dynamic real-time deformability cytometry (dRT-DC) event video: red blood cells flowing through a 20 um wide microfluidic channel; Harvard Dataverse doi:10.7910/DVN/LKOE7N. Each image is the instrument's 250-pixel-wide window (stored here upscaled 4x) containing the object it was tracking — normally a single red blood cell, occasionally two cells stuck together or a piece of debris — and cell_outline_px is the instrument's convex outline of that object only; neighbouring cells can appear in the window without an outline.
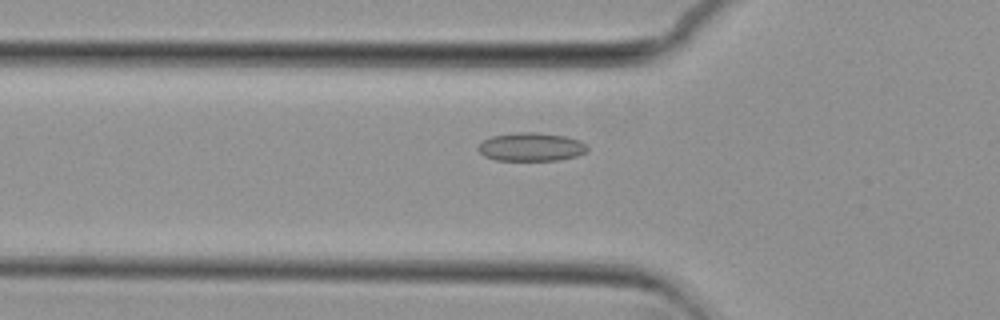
{"species": "common noctule bat (a hibernating species)", "species_latin": "Nyctalus noctula", "temperature_condition": "cold", "stored_images_in_passage": 34, "camera_frame_rate_fps": 3000, "um_per_image_px": 0.085, "animal": {"sex": "female", "body_mass_g": 29.2, "forearm_length_mm": 56.3}, "frame": {"image": 1, "passage_image": 4, "time_ms": 1.0, "image_size_px": [1000, 320], "cell_outline_px": [[588, 152], [576, 156], [556, 160], [496, 160], [484, 156], [476, 148], [484, 140], [492, 136], [516, 132], [536, 132], [564, 136], [580, 140], [588, 148]], "centroid_in_image_um": [45.14, 12.48], "position_along_channel_um": 80.7, "area_um2": 18.03}}
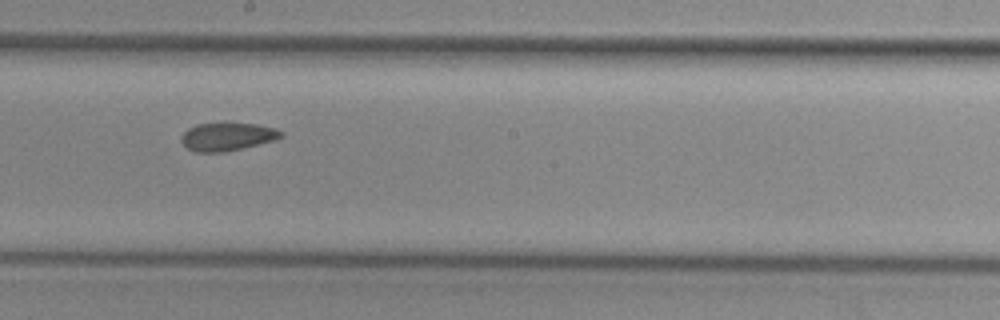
{"frame": {"image": 2, "passage_image": 16, "time_ms": 5.0, "image_size_px": [1000, 320], "cell_outline_px": [[284, 136], [276, 140], [224, 152], [196, 152], [188, 148], [180, 140], [180, 136], [188, 128], [196, 124], [256, 124], [276, 128], [284, 132]], "centroid_in_image_um": [19.34, 11.62], "position_along_channel_um": 228.9, "area_um2": 16.18}}
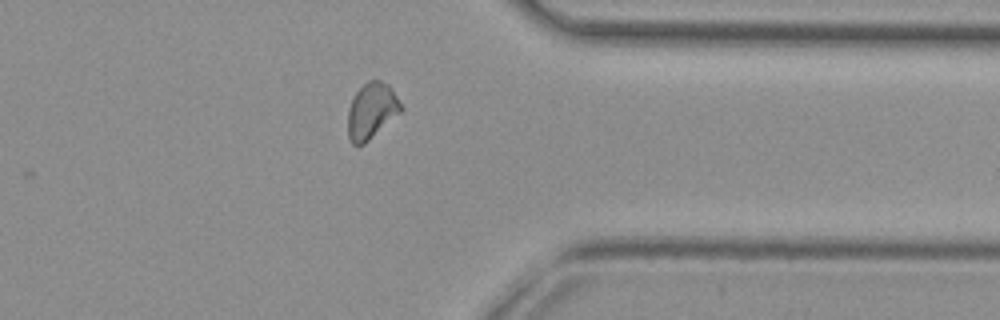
{"frame": {"image": 3, "passage_image": 29, "time_ms": 9.333, "image_size_px": [1000, 320], "cell_outline_px": [[404, 108], [400, 112], [364, 144], [352, 144], [348, 136], [348, 108], [356, 92], [368, 80], [380, 80], [388, 84], [392, 88]], "centroid_in_image_um": [31.59, 9.4], "position_along_channel_um": 379.8, "area_um2": 17.11}, "authors_computed_cell_mechanics": {"area_um2": 16.762, "velocity_mm_per_s": 3.6936, "shape_relaxation_time_tau1_ms": null, "shape_relaxation_time_tau2_ms": 2.9867, "deformation_change_tau1": null, "deformation_change_tau2": 0.0679}}